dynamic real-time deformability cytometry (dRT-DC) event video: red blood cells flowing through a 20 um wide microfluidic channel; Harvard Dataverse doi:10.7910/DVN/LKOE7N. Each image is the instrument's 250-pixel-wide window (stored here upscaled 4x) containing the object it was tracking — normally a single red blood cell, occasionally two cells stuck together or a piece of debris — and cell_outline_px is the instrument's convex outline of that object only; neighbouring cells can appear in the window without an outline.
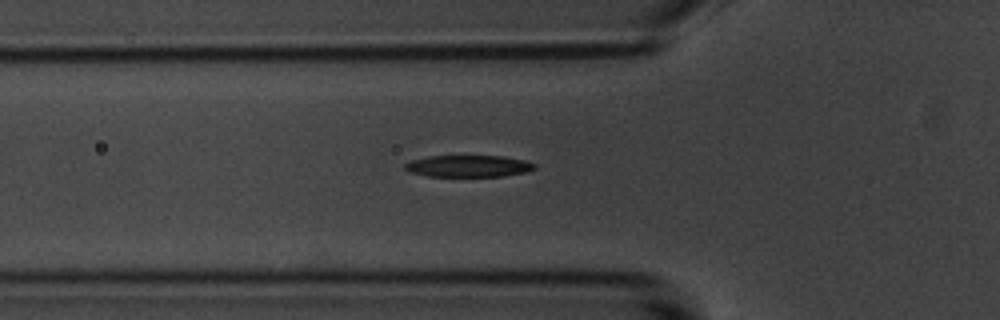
{"species": "common noctule bat (a hibernating species)", "species_latin": "Nyctalus noctula", "temperature_condition": "room temperature", "stored_images_in_passage": 3, "camera_frame_rate_fps": 3000, "um_per_image_px": 0.085, "animal": {"sex": "male", "body_mass_g": 20.1, "forearm_length_mm": 53.5}, "frame": {"image": 1, "passage_image": 2, "time_ms": 1.333, "image_size_px": [1000, 320], "cell_outline_px": [[536, 168], [524, 172], [504, 176], [428, 176], [408, 172], [404, 168], [404, 164], [412, 160], [428, 156], [504, 156], [524, 160], [536, 164]], "centroid_in_image_um": [39.8, 14.11], "position_along_channel_um": 86.0, "area_um2": 16.42}}